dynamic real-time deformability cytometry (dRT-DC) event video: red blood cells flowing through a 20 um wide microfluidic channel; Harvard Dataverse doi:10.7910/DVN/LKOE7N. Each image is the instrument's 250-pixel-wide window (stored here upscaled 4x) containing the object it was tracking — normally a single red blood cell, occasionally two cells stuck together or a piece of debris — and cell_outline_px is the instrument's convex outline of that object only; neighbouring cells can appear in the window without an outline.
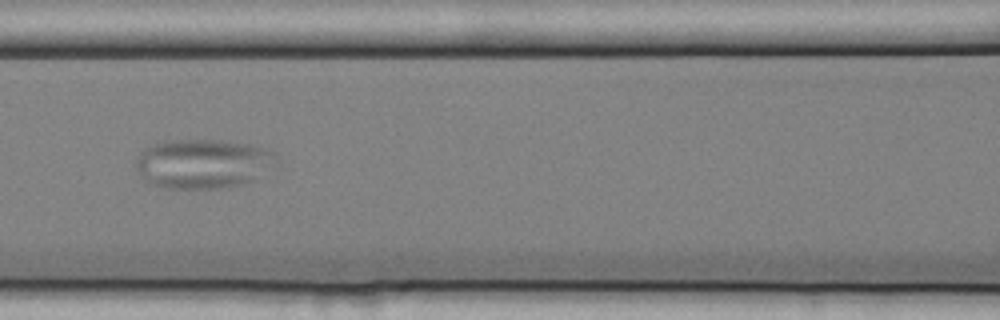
{"species": "common noctule bat (a hibernating species)", "species_latin": "Nyctalus noctula", "temperature_condition": "cold", "stored_images_in_passage": 59, "camera_frame_rate_fps": 3000, "um_per_image_px": 0.085, "animal": {"sex": "female", "body_mass_g": 25.1}, "frame": {"image": 1, "passage_image": 28, "time_ms": 9.0, "image_size_px": [1000, 320], "cell_outline_px": [[272, 156], [252, 180], [244, 184], [220, 188], [168, 188], [152, 184], [136, 168], [136, 160], [140, 152], [144, 148], [160, 140], [228, 140], [248, 144], [264, 148], [272, 152]], "centroid_in_image_um": [17.09, 13.88], "position_along_channel_um": 149.5, "area_um2": 39.19}}
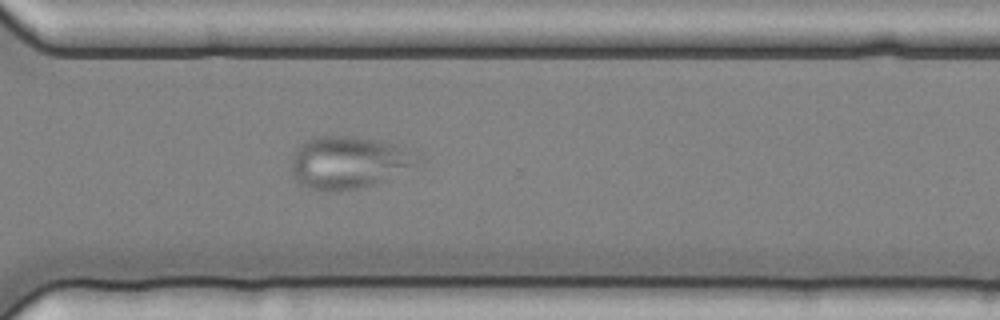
{"frame": {"image": 2, "passage_image": 44, "time_ms": 14.333, "image_size_px": [1000, 320], "cell_outline_px": [[420, 164], [376, 184], [356, 188], [328, 192], [312, 188], [300, 184], [296, 180], [288, 164], [292, 156], [300, 144], [304, 140], [312, 136], [348, 136], [372, 140], [404, 148], [416, 152]], "centroid_in_image_um": [29.57, 13.81], "position_along_channel_um": 341.0, "area_um2": 38.38}}
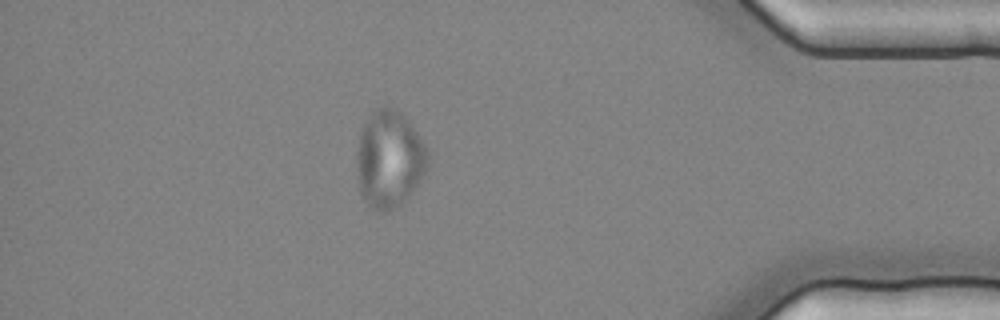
{"frame": {"image": 3, "passage_image": 52, "time_ms": 17.0, "image_size_px": [1000, 320], "cell_outline_px": [[428, 164], [424, 172], [416, 184], [404, 200], [400, 204], [384, 212], [380, 212], [368, 208], [360, 192], [356, 176], [356, 152], [360, 132], [368, 116], [376, 108], [384, 104], [396, 108], [408, 120], [428, 148]], "centroid_in_image_um": [33.04, 13.5], "position_along_channel_um": 402.2, "area_um2": 40.58}}